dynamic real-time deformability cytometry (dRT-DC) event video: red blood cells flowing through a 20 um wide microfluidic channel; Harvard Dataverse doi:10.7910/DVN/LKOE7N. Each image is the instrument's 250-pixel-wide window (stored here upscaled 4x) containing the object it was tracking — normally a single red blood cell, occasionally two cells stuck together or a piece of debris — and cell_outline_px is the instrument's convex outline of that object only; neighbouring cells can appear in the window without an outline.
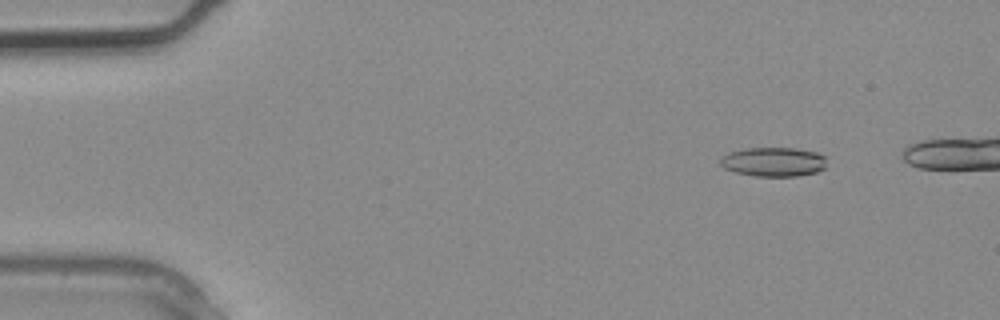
{"species": "common noctule bat (a hibernating species)", "species_latin": "Nyctalus noctula", "temperature_condition": "warm", "stored_images_in_passage": 2, "camera_frame_rate_fps": 3000, "um_per_image_px": 0.085, "animal": {"sex": "male", "body_mass_g": 20.4}, "frame": {"image": 1, "passage_image": 2, "time_ms": 0.333, "image_size_px": [1000, 320], "cell_outline_px": [[824, 168], [816, 172], [796, 176], [756, 176], [736, 172], [724, 168], [720, 164], [720, 156], [728, 152], [744, 148], [796, 148], [816, 152], [824, 156]], "centroid_in_image_um": [65.69, 13.75], "position_along_channel_um": 19.3, "area_um2": 18.09}}